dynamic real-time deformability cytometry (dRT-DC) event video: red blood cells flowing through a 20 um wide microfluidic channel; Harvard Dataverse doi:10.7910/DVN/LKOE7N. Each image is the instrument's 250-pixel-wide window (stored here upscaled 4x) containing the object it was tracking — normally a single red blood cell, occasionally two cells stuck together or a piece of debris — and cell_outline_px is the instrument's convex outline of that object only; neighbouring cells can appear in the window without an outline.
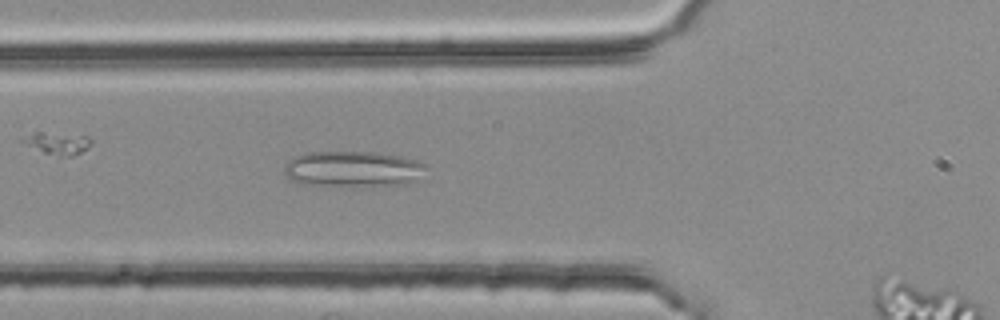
{"species": "common noctule bat (a hibernating species)", "species_latin": "Nyctalus noctula", "temperature_condition": "room temperature", "stored_images_in_passage": 50, "camera_frame_rate_fps": 3000, "um_per_image_px": 0.085, "animal": {"sex": "female", "body_mass_g": 25.1}, "frame": {"image": 1, "passage_image": 20, "time_ms": 6.333, "image_size_px": [1000, 320], "cell_outline_px": [[428, 168], [408, 184], [300, 184], [288, 180], [284, 172], [284, 164], [292, 156], [304, 152], [376, 152], [400, 156], [416, 160], [428, 164]], "centroid_in_image_um": [29.93, 14.32], "position_along_channel_um": 95.9, "area_um2": 29.19}}
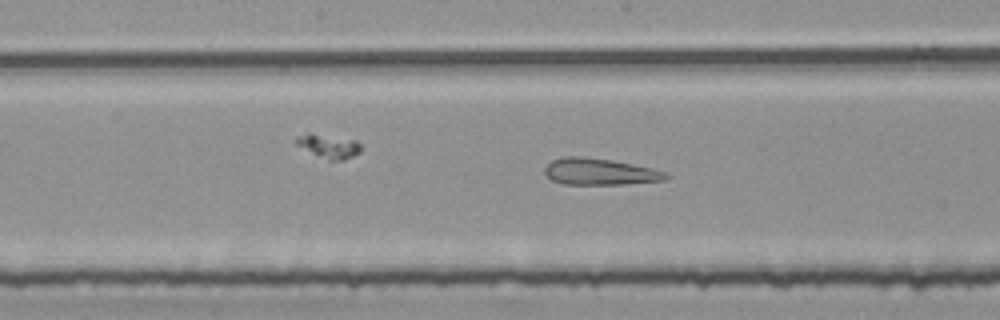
{"frame": {"image": 2, "passage_image": 28, "time_ms": 9.0, "image_size_px": [1000, 320], "cell_outline_px": [[672, 176], [664, 180], [620, 184], [564, 184], [552, 180], [544, 172], [544, 168], [552, 160], [564, 156], [580, 156], [612, 160], [632, 164], [668, 172]], "centroid_in_image_um": [50.98, 14.59], "position_along_channel_um": 197.2, "area_um2": 18.67}}
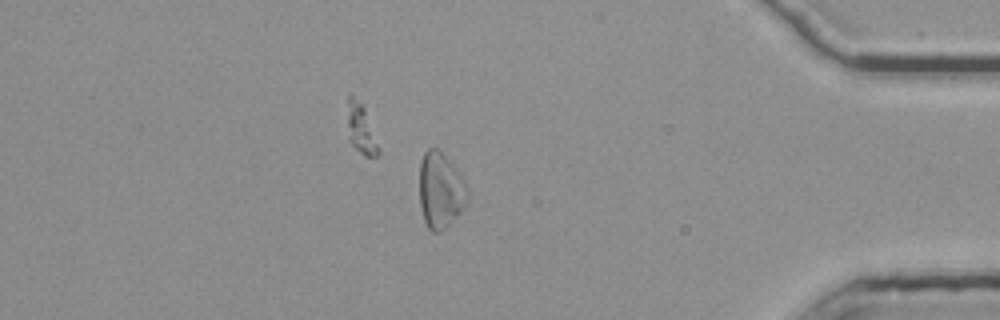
{"frame": {"image": 3, "passage_image": 47, "time_ms": 15.333, "image_size_px": [1000, 320], "cell_outline_px": [[468, 200], [464, 208], [440, 232], [432, 232], [428, 228], [424, 220], [420, 204], [420, 164], [424, 152], [428, 148], [436, 148], [456, 168], [468, 188]], "centroid_in_image_um": [37.44, 16.19], "position_along_channel_um": 397.8, "area_um2": 20.98}}